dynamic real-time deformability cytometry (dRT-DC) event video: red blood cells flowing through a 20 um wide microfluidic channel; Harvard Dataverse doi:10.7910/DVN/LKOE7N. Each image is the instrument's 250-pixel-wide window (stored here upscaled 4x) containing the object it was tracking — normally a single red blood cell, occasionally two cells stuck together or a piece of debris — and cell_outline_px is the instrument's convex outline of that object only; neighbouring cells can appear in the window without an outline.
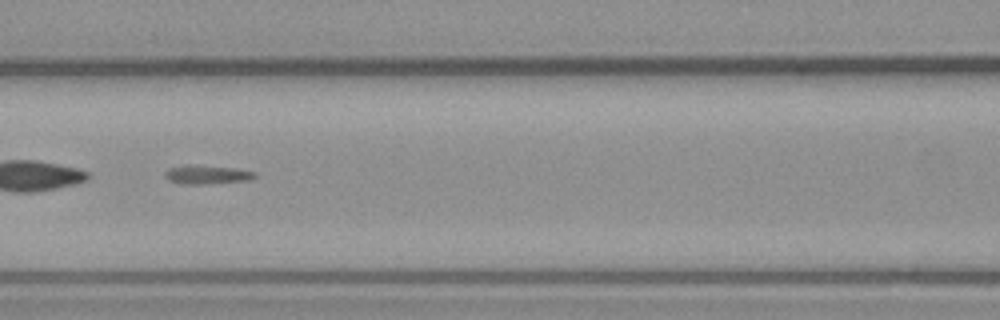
{"species": "common noctule bat (a hibernating species)", "species_latin": "Nyctalus noctula", "temperature_condition": "warm", "stored_images_in_passage": 39, "camera_frame_rate_fps": 3000, "um_per_image_px": 0.085, "animal": {"sex": "male", "body_mass_g": 23.1, "forearm_length_mm": 52.7}, "frame": {"image": 1, "passage_image": 11, "time_ms": 3.333, "image_size_px": [1000, 320], "cell_outline_px": [[256, 176], [252, 180], [204, 184], [184, 184], [168, 180], [164, 176], [164, 172], [168, 168], [188, 164], [236, 168], [256, 172]], "centroid_in_image_um": [17.59, 14.83], "position_along_channel_um": 149.0, "area_um2": 10.0}}